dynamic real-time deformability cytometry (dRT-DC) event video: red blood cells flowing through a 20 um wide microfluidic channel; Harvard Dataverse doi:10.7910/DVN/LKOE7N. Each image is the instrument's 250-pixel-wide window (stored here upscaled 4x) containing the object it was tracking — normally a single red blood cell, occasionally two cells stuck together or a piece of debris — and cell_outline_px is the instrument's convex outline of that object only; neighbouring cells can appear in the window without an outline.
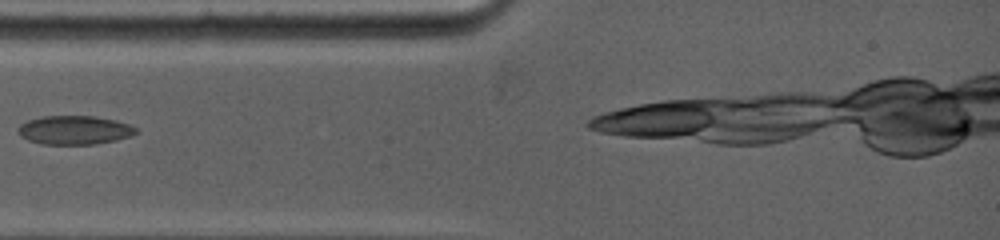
{"species": "common noctule bat (a hibernating species)", "species_latin": "Nyctalus noctula", "temperature_condition": "warm", "stored_images_in_passage": 17, "camera_frame_rate_fps": 5000, "um_per_image_px": 0.085, "animal": {"sex": "female", "body_mass_g": 19.0, "forearm_length_mm": 53.3}, "frame": {"image": 1, "passage_image": 1, "time_ms": 0.0, "image_size_px": [1000, 240], "cell_outline_px": [[136, 132], [128, 136], [116, 140], [96, 144], [44, 144], [28, 140], [20, 136], [20, 124], [28, 120], [44, 116], [96, 116], [116, 120], [128, 124], [136, 128]], "centroid_in_image_um": [6.33, 11.05], "position_along_channel_um": 78.7, "area_um2": 19.54}}